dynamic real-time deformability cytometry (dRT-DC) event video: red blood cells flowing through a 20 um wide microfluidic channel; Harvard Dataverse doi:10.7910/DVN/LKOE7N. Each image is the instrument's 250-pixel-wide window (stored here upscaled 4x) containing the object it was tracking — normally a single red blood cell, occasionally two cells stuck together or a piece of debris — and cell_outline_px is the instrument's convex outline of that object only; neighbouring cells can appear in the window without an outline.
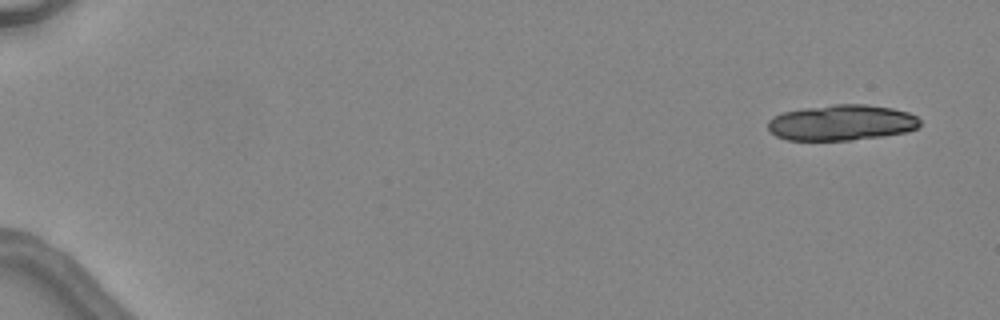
{"species": "common noctule bat (a hibernating species)", "species_latin": "Nyctalus noctula", "temperature_condition": "warm", "stored_images_in_passage": 6, "camera_frame_rate_fps": 3000, "um_per_image_px": 0.085, "animal": {"sex": "female", "body_mass_g": 24.6, "forearm_length_mm": 56.2}, "frame": {"image": 1, "passage_image": 1, "time_ms": 0.0, "image_size_px": [1000, 320], "cell_outline_px": [[920, 124], [916, 128], [904, 132], [884, 136], [852, 140], [788, 140], [776, 136], [768, 128], [768, 120], [772, 116], [784, 112], [804, 108], [832, 104], [868, 104], [892, 108], [908, 112], [916, 116], [920, 120]], "centroid_in_image_um": [71.53, 10.42], "position_along_channel_um": 13.5, "area_um2": 31.73}}